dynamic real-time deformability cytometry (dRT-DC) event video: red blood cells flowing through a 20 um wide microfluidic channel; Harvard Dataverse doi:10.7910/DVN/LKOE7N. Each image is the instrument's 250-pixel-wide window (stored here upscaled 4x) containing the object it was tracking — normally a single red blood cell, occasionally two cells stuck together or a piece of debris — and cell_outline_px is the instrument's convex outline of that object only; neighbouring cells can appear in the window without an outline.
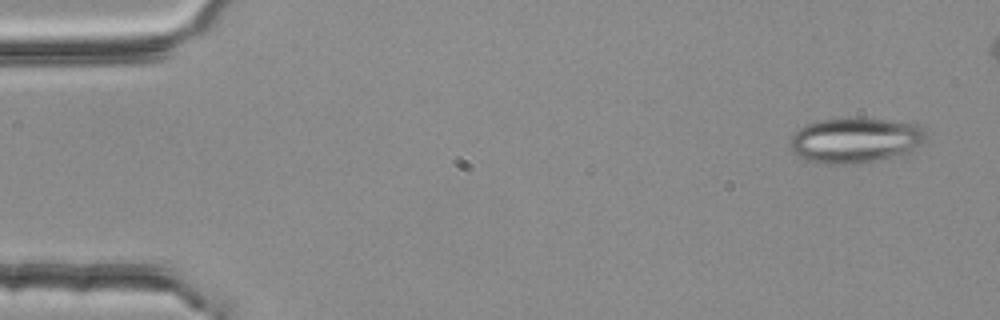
{"species": "common noctule bat (a hibernating species)", "species_latin": "Nyctalus noctula", "temperature_condition": "room temperature", "stored_images_in_passage": 4, "camera_frame_rate_fps": 3000, "um_per_image_px": 0.085, "animal": {"sex": "female", "body_mass_g": 25.1}, "frame": {"image": 1, "passage_image": 1, "time_ms": 0.0, "image_size_px": [1000, 320], "cell_outline_px": [[924, 140], [912, 152], [876, 160], [852, 164], [824, 164], [796, 156], [792, 152], [788, 144], [788, 140], [800, 128], [808, 124], [820, 120], [848, 116], [860, 116], [916, 124], [924, 128]], "centroid_in_image_um": [72.66, 11.89], "position_along_channel_um": 12.3, "area_um2": 36.36}}